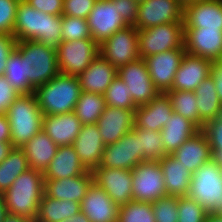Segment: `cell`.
<instances>
[{
	"mask_svg": "<svg viewBox=\"0 0 222 222\" xmlns=\"http://www.w3.org/2000/svg\"><path fill=\"white\" fill-rule=\"evenodd\" d=\"M10 142L14 148L23 146L43 128V113L34 93L20 94L9 107Z\"/></svg>",
	"mask_w": 222,
	"mask_h": 222,
	"instance_id": "277c9868",
	"label": "cell"
},
{
	"mask_svg": "<svg viewBox=\"0 0 222 222\" xmlns=\"http://www.w3.org/2000/svg\"><path fill=\"white\" fill-rule=\"evenodd\" d=\"M170 98L160 93L145 105L138 106L134 111V126L146 130L160 132L173 114Z\"/></svg>",
	"mask_w": 222,
	"mask_h": 222,
	"instance_id": "d6986e66",
	"label": "cell"
},
{
	"mask_svg": "<svg viewBox=\"0 0 222 222\" xmlns=\"http://www.w3.org/2000/svg\"><path fill=\"white\" fill-rule=\"evenodd\" d=\"M93 182L102 188L118 206L132 198V170L115 168H95Z\"/></svg>",
	"mask_w": 222,
	"mask_h": 222,
	"instance_id": "9a60e30c",
	"label": "cell"
},
{
	"mask_svg": "<svg viewBox=\"0 0 222 222\" xmlns=\"http://www.w3.org/2000/svg\"><path fill=\"white\" fill-rule=\"evenodd\" d=\"M194 92L197 98L199 129L202 130L206 122L222 115V103L210 76L202 81Z\"/></svg>",
	"mask_w": 222,
	"mask_h": 222,
	"instance_id": "1f68e13d",
	"label": "cell"
},
{
	"mask_svg": "<svg viewBox=\"0 0 222 222\" xmlns=\"http://www.w3.org/2000/svg\"><path fill=\"white\" fill-rule=\"evenodd\" d=\"M92 183V171L76 177L45 179L44 194L57 200H73L81 203Z\"/></svg>",
	"mask_w": 222,
	"mask_h": 222,
	"instance_id": "d4e9b609",
	"label": "cell"
},
{
	"mask_svg": "<svg viewBox=\"0 0 222 222\" xmlns=\"http://www.w3.org/2000/svg\"><path fill=\"white\" fill-rule=\"evenodd\" d=\"M105 103L110 107H118L135 111L137 106L134 104L131 91L126 83L117 76L105 90L103 94Z\"/></svg>",
	"mask_w": 222,
	"mask_h": 222,
	"instance_id": "f35d334b",
	"label": "cell"
},
{
	"mask_svg": "<svg viewBox=\"0 0 222 222\" xmlns=\"http://www.w3.org/2000/svg\"><path fill=\"white\" fill-rule=\"evenodd\" d=\"M118 76L128 86L132 100L137 107L147 104L160 94L150 78L146 61L143 58L120 66Z\"/></svg>",
	"mask_w": 222,
	"mask_h": 222,
	"instance_id": "8fae6325",
	"label": "cell"
},
{
	"mask_svg": "<svg viewBox=\"0 0 222 222\" xmlns=\"http://www.w3.org/2000/svg\"><path fill=\"white\" fill-rule=\"evenodd\" d=\"M20 0H0V34L13 35Z\"/></svg>",
	"mask_w": 222,
	"mask_h": 222,
	"instance_id": "ee69618b",
	"label": "cell"
},
{
	"mask_svg": "<svg viewBox=\"0 0 222 222\" xmlns=\"http://www.w3.org/2000/svg\"><path fill=\"white\" fill-rule=\"evenodd\" d=\"M167 196L163 171L159 161H142L132 169V198L154 202Z\"/></svg>",
	"mask_w": 222,
	"mask_h": 222,
	"instance_id": "9c48e42d",
	"label": "cell"
},
{
	"mask_svg": "<svg viewBox=\"0 0 222 222\" xmlns=\"http://www.w3.org/2000/svg\"><path fill=\"white\" fill-rule=\"evenodd\" d=\"M212 159L222 169V150L212 151Z\"/></svg>",
	"mask_w": 222,
	"mask_h": 222,
	"instance_id": "680465c9",
	"label": "cell"
},
{
	"mask_svg": "<svg viewBox=\"0 0 222 222\" xmlns=\"http://www.w3.org/2000/svg\"><path fill=\"white\" fill-rule=\"evenodd\" d=\"M205 133L212 151L222 150V115L204 124Z\"/></svg>",
	"mask_w": 222,
	"mask_h": 222,
	"instance_id": "bcb514c9",
	"label": "cell"
},
{
	"mask_svg": "<svg viewBox=\"0 0 222 222\" xmlns=\"http://www.w3.org/2000/svg\"><path fill=\"white\" fill-rule=\"evenodd\" d=\"M117 4V9L121 17L128 26H134L136 23L139 0H111Z\"/></svg>",
	"mask_w": 222,
	"mask_h": 222,
	"instance_id": "7dc6e473",
	"label": "cell"
},
{
	"mask_svg": "<svg viewBox=\"0 0 222 222\" xmlns=\"http://www.w3.org/2000/svg\"><path fill=\"white\" fill-rule=\"evenodd\" d=\"M208 212L188 195L178 197V222H204Z\"/></svg>",
	"mask_w": 222,
	"mask_h": 222,
	"instance_id": "b9f144b4",
	"label": "cell"
},
{
	"mask_svg": "<svg viewBox=\"0 0 222 222\" xmlns=\"http://www.w3.org/2000/svg\"><path fill=\"white\" fill-rule=\"evenodd\" d=\"M61 222H90V219L82 211H79L77 214L62 220Z\"/></svg>",
	"mask_w": 222,
	"mask_h": 222,
	"instance_id": "9f6ffc18",
	"label": "cell"
},
{
	"mask_svg": "<svg viewBox=\"0 0 222 222\" xmlns=\"http://www.w3.org/2000/svg\"><path fill=\"white\" fill-rule=\"evenodd\" d=\"M166 94L170 98L173 111L187 118L199 128V113L195 92L172 89L167 91Z\"/></svg>",
	"mask_w": 222,
	"mask_h": 222,
	"instance_id": "74e56055",
	"label": "cell"
},
{
	"mask_svg": "<svg viewBox=\"0 0 222 222\" xmlns=\"http://www.w3.org/2000/svg\"><path fill=\"white\" fill-rule=\"evenodd\" d=\"M62 15L43 13L20 0L15 16L13 36L17 42L39 41L57 48L62 39Z\"/></svg>",
	"mask_w": 222,
	"mask_h": 222,
	"instance_id": "6da1fadb",
	"label": "cell"
},
{
	"mask_svg": "<svg viewBox=\"0 0 222 222\" xmlns=\"http://www.w3.org/2000/svg\"><path fill=\"white\" fill-rule=\"evenodd\" d=\"M171 155L193 174L212 159V150L205 133L200 130Z\"/></svg>",
	"mask_w": 222,
	"mask_h": 222,
	"instance_id": "4316f807",
	"label": "cell"
},
{
	"mask_svg": "<svg viewBox=\"0 0 222 222\" xmlns=\"http://www.w3.org/2000/svg\"><path fill=\"white\" fill-rule=\"evenodd\" d=\"M6 214H7V209L5 206L4 198H3L2 194H0V222L3 221Z\"/></svg>",
	"mask_w": 222,
	"mask_h": 222,
	"instance_id": "91938a15",
	"label": "cell"
},
{
	"mask_svg": "<svg viewBox=\"0 0 222 222\" xmlns=\"http://www.w3.org/2000/svg\"><path fill=\"white\" fill-rule=\"evenodd\" d=\"M96 125L105 145L116 143L133 129L134 111L106 105Z\"/></svg>",
	"mask_w": 222,
	"mask_h": 222,
	"instance_id": "ac0fdd59",
	"label": "cell"
},
{
	"mask_svg": "<svg viewBox=\"0 0 222 222\" xmlns=\"http://www.w3.org/2000/svg\"><path fill=\"white\" fill-rule=\"evenodd\" d=\"M99 51L116 68L139 59L138 30L127 26L116 31L99 45Z\"/></svg>",
	"mask_w": 222,
	"mask_h": 222,
	"instance_id": "30bf717a",
	"label": "cell"
},
{
	"mask_svg": "<svg viewBox=\"0 0 222 222\" xmlns=\"http://www.w3.org/2000/svg\"><path fill=\"white\" fill-rule=\"evenodd\" d=\"M185 53V49H172L144 59L150 78L160 93L172 90L175 74Z\"/></svg>",
	"mask_w": 222,
	"mask_h": 222,
	"instance_id": "e0dca14e",
	"label": "cell"
},
{
	"mask_svg": "<svg viewBox=\"0 0 222 222\" xmlns=\"http://www.w3.org/2000/svg\"><path fill=\"white\" fill-rule=\"evenodd\" d=\"M61 29L63 41L91 38L87 19L62 15Z\"/></svg>",
	"mask_w": 222,
	"mask_h": 222,
	"instance_id": "60d3db41",
	"label": "cell"
},
{
	"mask_svg": "<svg viewBox=\"0 0 222 222\" xmlns=\"http://www.w3.org/2000/svg\"><path fill=\"white\" fill-rule=\"evenodd\" d=\"M156 222H178V197L165 196L151 203Z\"/></svg>",
	"mask_w": 222,
	"mask_h": 222,
	"instance_id": "7bdbcfd3",
	"label": "cell"
},
{
	"mask_svg": "<svg viewBox=\"0 0 222 222\" xmlns=\"http://www.w3.org/2000/svg\"><path fill=\"white\" fill-rule=\"evenodd\" d=\"M58 147L59 146L41 130L33 136L22 149L25 151L29 168L44 173L54 158Z\"/></svg>",
	"mask_w": 222,
	"mask_h": 222,
	"instance_id": "4dcf8cb0",
	"label": "cell"
},
{
	"mask_svg": "<svg viewBox=\"0 0 222 222\" xmlns=\"http://www.w3.org/2000/svg\"><path fill=\"white\" fill-rule=\"evenodd\" d=\"M5 76H0V114H6L13 101L19 96Z\"/></svg>",
	"mask_w": 222,
	"mask_h": 222,
	"instance_id": "c3c4849f",
	"label": "cell"
},
{
	"mask_svg": "<svg viewBox=\"0 0 222 222\" xmlns=\"http://www.w3.org/2000/svg\"><path fill=\"white\" fill-rule=\"evenodd\" d=\"M159 163L163 171L167 196H187L190 191L192 173L172 155H166Z\"/></svg>",
	"mask_w": 222,
	"mask_h": 222,
	"instance_id": "f546056e",
	"label": "cell"
},
{
	"mask_svg": "<svg viewBox=\"0 0 222 222\" xmlns=\"http://www.w3.org/2000/svg\"><path fill=\"white\" fill-rule=\"evenodd\" d=\"M217 213L222 215V204H221L220 208L218 209Z\"/></svg>",
	"mask_w": 222,
	"mask_h": 222,
	"instance_id": "6125c7cd",
	"label": "cell"
},
{
	"mask_svg": "<svg viewBox=\"0 0 222 222\" xmlns=\"http://www.w3.org/2000/svg\"><path fill=\"white\" fill-rule=\"evenodd\" d=\"M80 209L90 222H118L119 206L94 182L82 199Z\"/></svg>",
	"mask_w": 222,
	"mask_h": 222,
	"instance_id": "ffe728a7",
	"label": "cell"
},
{
	"mask_svg": "<svg viewBox=\"0 0 222 222\" xmlns=\"http://www.w3.org/2000/svg\"><path fill=\"white\" fill-rule=\"evenodd\" d=\"M140 162L139 139L131 130L116 143L105 145L102 160L97 168L132 170Z\"/></svg>",
	"mask_w": 222,
	"mask_h": 222,
	"instance_id": "5bb4252c",
	"label": "cell"
},
{
	"mask_svg": "<svg viewBox=\"0 0 222 222\" xmlns=\"http://www.w3.org/2000/svg\"><path fill=\"white\" fill-rule=\"evenodd\" d=\"M210 63L211 61L207 59L186 52L175 74L172 89L194 92L199 84L209 76Z\"/></svg>",
	"mask_w": 222,
	"mask_h": 222,
	"instance_id": "7402d4cb",
	"label": "cell"
},
{
	"mask_svg": "<svg viewBox=\"0 0 222 222\" xmlns=\"http://www.w3.org/2000/svg\"><path fill=\"white\" fill-rule=\"evenodd\" d=\"M2 222H35V221L26 218L24 216H18L15 214L7 213Z\"/></svg>",
	"mask_w": 222,
	"mask_h": 222,
	"instance_id": "11a10c76",
	"label": "cell"
},
{
	"mask_svg": "<svg viewBox=\"0 0 222 222\" xmlns=\"http://www.w3.org/2000/svg\"><path fill=\"white\" fill-rule=\"evenodd\" d=\"M184 28L222 30V1L201 0L188 4L183 13Z\"/></svg>",
	"mask_w": 222,
	"mask_h": 222,
	"instance_id": "44dd1931",
	"label": "cell"
},
{
	"mask_svg": "<svg viewBox=\"0 0 222 222\" xmlns=\"http://www.w3.org/2000/svg\"><path fill=\"white\" fill-rule=\"evenodd\" d=\"M15 48L25 57V77L35 88L59 74L56 48L35 40L16 42Z\"/></svg>",
	"mask_w": 222,
	"mask_h": 222,
	"instance_id": "5b68a950",
	"label": "cell"
},
{
	"mask_svg": "<svg viewBox=\"0 0 222 222\" xmlns=\"http://www.w3.org/2000/svg\"><path fill=\"white\" fill-rule=\"evenodd\" d=\"M10 123L6 114H0V142H10Z\"/></svg>",
	"mask_w": 222,
	"mask_h": 222,
	"instance_id": "f5cc1de1",
	"label": "cell"
},
{
	"mask_svg": "<svg viewBox=\"0 0 222 222\" xmlns=\"http://www.w3.org/2000/svg\"><path fill=\"white\" fill-rule=\"evenodd\" d=\"M79 211H81L79 202L57 200L44 194L38 206L35 222H61Z\"/></svg>",
	"mask_w": 222,
	"mask_h": 222,
	"instance_id": "d6a6232c",
	"label": "cell"
},
{
	"mask_svg": "<svg viewBox=\"0 0 222 222\" xmlns=\"http://www.w3.org/2000/svg\"><path fill=\"white\" fill-rule=\"evenodd\" d=\"M180 2V4L185 7L186 5L188 4H192L194 2H198V1H201V0H178Z\"/></svg>",
	"mask_w": 222,
	"mask_h": 222,
	"instance_id": "94428289",
	"label": "cell"
},
{
	"mask_svg": "<svg viewBox=\"0 0 222 222\" xmlns=\"http://www.w3.org/2000/svg\"><path fill=\"white\" fill-rule=\"evenodd\" d=\"M72 145L60 146L44 171V179H63L87 173Z\"/></svg>",
	"mask_w": 222,
	"mask_h": 222,
	"instance_id": "83f0119b",
	"label": "cell"
},
{
	"mask_svg": "<svg viewBox=\"0 0 222 222\" xmlns=\"http://www.w3.org/2000/svg\"><path fill=\"white\" fill-rule=\"evenodd\" d=\"M16 42L13 35L0 34V76L4 75L7 58L14 50Z\"/></svg>",
	"mask_w": 222,
	"mask_h": 222,
	"instance_id": "f907efd6",
	"label": "cell"
},
{
	"mask_svg": "<svg viewBox=\"0 0 222 222\" xmlns=\"http://www.w3.org/2000/svg\"><path fill=\"white\" fill-rule=\"evenodd\" d=\"M118 76V68L114 67L100 54L77 77L81 91L104 94L111 82Z\"/></svg>",
	"mask_w": 222,
	"mask_h": 222,
	"instance_id": "484cf974",
	"label": "cell"
},
{
	"mask_svg": "<svg viewBox=\"0 0 222 222\" xmlns=\"http://www.w3.org/2000/svg\"><path fill=\"white\" fill-rule=\"evenodd\" d=\"M106 107L102 94L81 91L74 112L82 125L96 124Z\"/></svg>",
	"mask_w": 222,
	"mask_h": 222,
	"instance_id": "e575fe53",
	"label": "cell"
},
{
	"mask_svg": "<svg viewBox=\"0 0 222 222\" xmlns=\"http://www.w3.org/2000/svg\"><path fill=\"white\" fill-rule=\"evenodd\" d=\"M33 8L43 13L62 15L63 0H26Z\"/></svg>",
	"mask_w": 222,
	"mask_h": 222,
	"instance_id": "681fc988",
	"label": "cell"
},
{
	"mask_svg": "<svg viewBox=\"0 0 222 222\" xmlns=\"http://www.w3.org/2000/svg\"><path fill=\"white\" fill-rule=\"evenodd\" d=\"M13 148L11 142H0V163L6 159Z\"/></svg>",
	"mask_w": 222,
	"mask_h": 222,
	"instance_id": "db71d44e",
	"label": "cell"
},
{
	"mask_svg": "<svg viewBox=\"0 0 222 222\" xmlns=\"http://www.w3.org/2000/svg\"><path fill=\"white\" fill-rule=\"evenodd\" d=\"M80 93L78 77L63 73L38 86L34 92L44 116L74 111Z\"/></svg>",
	"mask_w": 222,
	"mask_h": 222,
	"instance_id": "3957f363",
	"label": "cell"
},
{
	"mask_svg": "<svg viewBox=\"0 0 222 222\" xmlns=\"http://www.w3.org/2000/svg\"><path fill=\"white\" fill-rule=\"evenodd\" d=\"M99 52V44L92 38L62 41L56 48L59 73L78 76Z\"/></svg>",
	"mask_w": 222,
	"mask_h": 222,
	"instance_id": "ba28073f",
	"label": "cell"
},
{
	"mask_svg": "<svg viewBox=\"0 0 222 222\" xmlns=\"http://www.w3.org/2000/svg\"><path fill=\"white\" fill-rule=\"evenodd\" d=\"M204 222H222V215L217 212L208 213Z\"/></svg>",
	"mask_w": 222,
	"mask_h": 222,
	"instance_id": "6f0895ef",
	"label": "cell"
},
{
	"mask_svg": "<svg viewBox=\"0 0 222 222\" xmlns=\"http://www.w3.org/2000/svg\"><path fill=\"white\" fill-rule=\"evenodd\" d=\"M140 144V161H160L166 156L161 132L133 126Z\"/></svg>",
	"mask_w": 222,
	"mask_h": 222,
	"instance_id": "8d00e7d4",
	"label": "cell"
},
{
	"mask_svg": "<svg viewBox=\"0 0 222 222\" xmlns=\"http://www.w3.org/2000/svg\"><path fill=\"white\" fill-rule=\"evenodd\" d=\"M184 7L178 0H141L137 11V30L156 25L183 22Z\"/></svg>",
	"mask_w": 222,
	"mask_h": 222,
	"instance_id": "7c38bea8",
	"label": "cell"
},
{
	"mask_svg": "<svg viewBox=\"0 0 222 222\" xmlns=\"http://www.w3.org/2000/svg\"><path fill=\"white\" fill-rule=\"evenodd\" d=\"M184 47L188 54L209 61L222 60V30L184 28Z\"/></svg>",
	"mask_w": 222,
	"mask_h": 222,
	"instance_id": "2e32d148",
	"label": "cell"
},
{
	"mask_svg": "<svg viewBox=\"0 0 222 222\" xmlns=\"http://www.w3.org/2000/svg\"><path fill=\"white\" fill-rule=\"evenodd\" d=\"M209 76L215 84L217 95L222 103V60L211 61Z\"/></svg>",
	"mask_w": 222,
	"mask_h": 222,
	"instance_id": "816d5d0a",
	"label": "cell"
},
{
	"mask_svg": "<svg viewBox=\"0 0 222 222\" xmlns=\"http://www.w3.org/2000/svg\"><path fill=\"white\" fill-rule=\"evenodd\" d=\"M97 0H63L62 15L87 19Z\"/></svg>",
	"mask_w": 222,
	"mask_h": 222,
	"instance_id": "f6af8a7d",
	"label": "cell"
},
{
	"mask_svg": "<svg viewBox=\"0 0 222 222\" xmlns=\"http://www.w3.org/2000/svg\"><path fill=\"white\" fill-rule=\"evenodd\" d=\"M43 173L28 168L22 172L2 196L7 213L24 216L35 221L38 206L44 195Z\"/></svg>",
	"mask_w": 222,
	"mask_h": 222,
	"instance_id": "7a4b0ae2",
	"label": "cell"
},
{
	"mask_svg": "<svg viewBox=\"0 0 222 222\" xmlns=\"http://www.w3.org/2000/svg\"><path fill=\"white\" fill-rule=\"evenodd\" d=\"M138 47L143 59L172 49H185L184 23H166L138 30Z\"/></svg>",
	"mask_w": 222,
	"mask_h": 222,
	"instance_id": "52a82bcc",
	"label": "cell"
},
{
	"mask_svg": "<svg viewBox=\"0 0 222 222\" xmlns=\"http://www.w3.org/2000/svg\"><path fill=\"white\" fill-rule=\"evenodd\" d=\"M118 222H156L151 203L131 200L119 206Z\"/></svg>",
	"mask_w": 222,
	"mask_h": 222,
	"instance_id": "ab89813d",
	"label": "cell"
},
{
	"mask_svg": "<svg viewBox=\"0 0 222 222\" xmlns=\"http://www.w3.org/2000/svg\"><path fill=\"white\" fill-rule=\"evenodd\" d=\"M72 146L88 171L97 168L102 160L105 144L96 124L82 125Z\"/></svg>",
	"mask_w": 222,
	"mask_h": 222,
	"instance_id": "603a6c76",
	"label": "cell"
},
{
	"mask_svg": "<svg viewBox=\"0 0 222 222\" xmlns=\"http://www.w3.org/2000/svg\"><path fill=\"white\" fill-rule=\"evenodd\" d=\"M81 127L82 123L74 111L43 116L42 130L59 147L72 145L79 135Z\"/></svg>",
	"mask_w": 222,
	"mask_h": 222,
	"instance_id": "cb8c5ba5",
	"label": "cell"
},
{
	"mask_svg": "<svg viewBox=\"0 0 222 222\" xmlns=\"http://www.w3.org/2000/svg\"><path fill=\"white\" fill-rule=\"evenodd\" d=\"M4 76L12 87L19 94H31L35 92V87L25 77V57L14 48L6 61Z\"/></svg>",
	"mask_w": 222,
	"mask_h": 222,
	"instance_id": "836d02e7",
	"label": "cell"
},
{
	"mask_svg": "<svg viewBox=\"0 0 222 222\" xmlns=\"http://www.w3.org/2000/svg\"><path fill=\"white\" fill-rule=\"evenodd\" d=\"M188 196L208 213L218 211L222 204V169L213 159L192 174Z\"/></svg>",
	"mask_w": 222,
	"mask_h": 222,
	"instance_id": "8992f818",
	"label": "cell"
},
{
	"mask_svg": "<svg viewBox=\"0 0 222 222\" xmlns=\"http://www.w3.org/2000/svg\"><path fill=\"white\" fill-rule=\"evenodd\" d=\"M28 168L25 151L22 148H13L0 163V194L7 191L16 178Z\"/></svg>",
	"mask_w": 222,
	"mask_h": 222,
	"instance_id": "d590c367",
	"label": "cell"
},
{
	"mask_svg": "<svg viewBox=\"0 0 222 222\" xmlns=\"http://www.w3.org/2000/svg\"><path fill=\"white\" fill-rule=\"evenodd\" d=\"M87 23L91 38L99 45L116 31L128 26L121 17L117 4L111 0H97L88 15Z\"/></svg>",
	"mask_w": 222,
	"mask_h": 222,
	"instance_id": "4fadbf2b",
	"label": "cell"
},
{
	"mask_svg": "<svg viewBox=\"0 0 222 222\" xmlns=\"http://www.w3.org/2000/svg\"><path fill=\"white\" fill-rule=\"evenodd\" d=\"M199 131L200 129L193 122L173 112L168 123L160 131L166 155L173 154L185 141Z\"/></svg>",
	"mask_w": 222,
	"mask_h": 222,
	"instance_id": "f1b7e54d",
	"label": "cell"
}]
</instances>
